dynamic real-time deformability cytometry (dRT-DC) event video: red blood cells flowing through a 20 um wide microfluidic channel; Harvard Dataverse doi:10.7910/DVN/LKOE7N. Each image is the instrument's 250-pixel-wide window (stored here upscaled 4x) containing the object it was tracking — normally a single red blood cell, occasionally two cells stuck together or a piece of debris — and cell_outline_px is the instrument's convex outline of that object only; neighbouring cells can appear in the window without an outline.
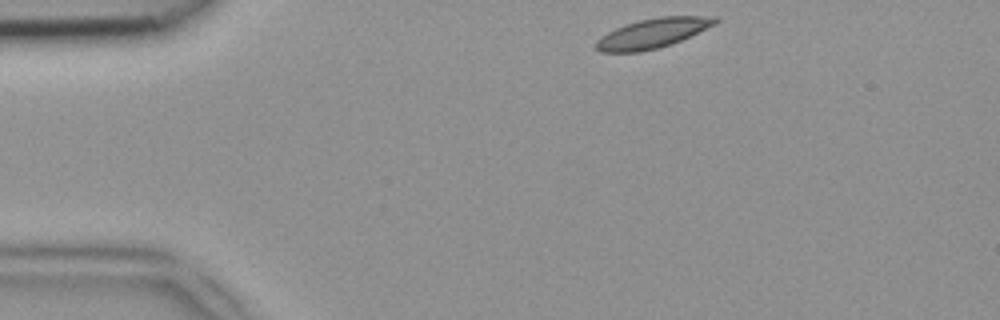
{"species": "common noctule bat (a hibernating species)", "species_latin": "Nyctalus noctula", "temperature_condition": "room temperature", "stored_images_in_passage": 42, "camera_frame_rate_fps": 3000, "um_per_image_px": 0.085, "animal": {"sex": "female", "body_mass_g": 18.4}, "frame": {"image": 1, "passage_image": 1, "time_ms": 0.0, "image_size_px": [1000, 320], "cell_outline_px": [[720, 20], [716, 24], [672, 44], [640, 52], [600, 52], [596, 48], [596, 40], [600, 36], [624, 24], [640, 20], [660, 16], [716, 16]], "centroid_in_image_um": [55.48, 2.82], "position_along_channel_um": 29.5, "area_um2": 20.58}}
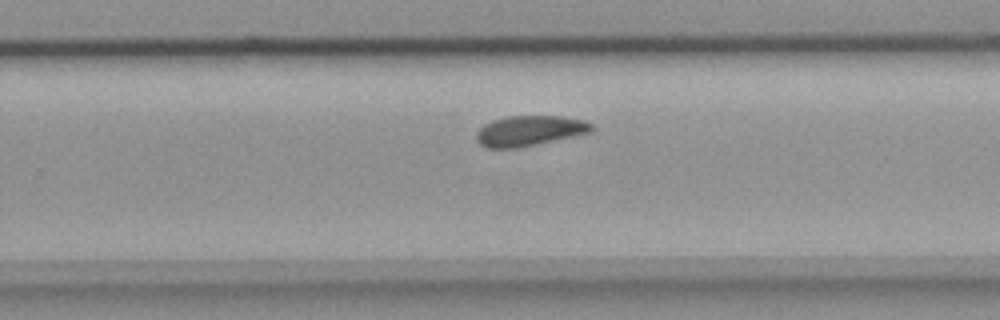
{"frame": {"image": 2, "passage_image": 24, "time_ms": 7.667, "image_size_px": [1000, 320], "cell_outline_px": [[596, 128], [592, 132], [520, 148], [488, 148], [480, 144], [476, 140], [476, 132], [484, 124], [492, 120], [508, 116], [564, 116], [584, 120], [592, 124]], "centroid_in_image_um": [45.03, 11.11], "position_along_channel_um": 284.8, "area_um2": 20.58}}
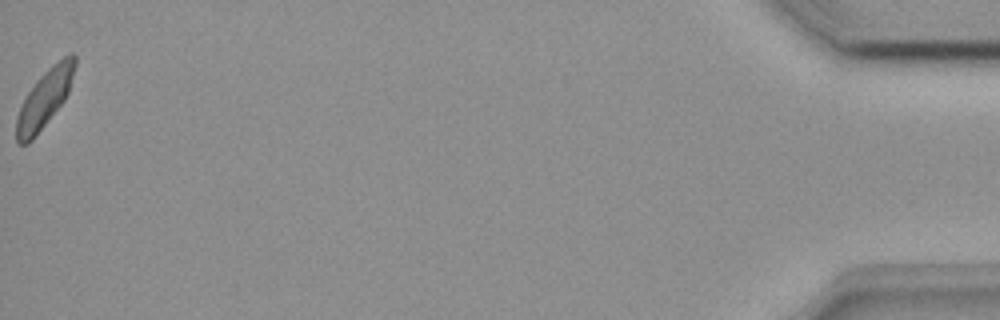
{"frame": {"image": 3, "passage_image": 42, "time_ms": 13.667, "image_size_px": [1000, 320], "cell_outline_px": [[76, 64], [68, 92], [64, 100], [32, 140], [28, 144], [20, 144], [16, 140], [16, 116], [28, 92], [36, 80], [52, 64], [68, 52], [72, 52], [76, 56]], "centroid_in_image_um": [3.8, 8.34], "position_along_channel_um": 431.4, "area_um2": 19.48}}